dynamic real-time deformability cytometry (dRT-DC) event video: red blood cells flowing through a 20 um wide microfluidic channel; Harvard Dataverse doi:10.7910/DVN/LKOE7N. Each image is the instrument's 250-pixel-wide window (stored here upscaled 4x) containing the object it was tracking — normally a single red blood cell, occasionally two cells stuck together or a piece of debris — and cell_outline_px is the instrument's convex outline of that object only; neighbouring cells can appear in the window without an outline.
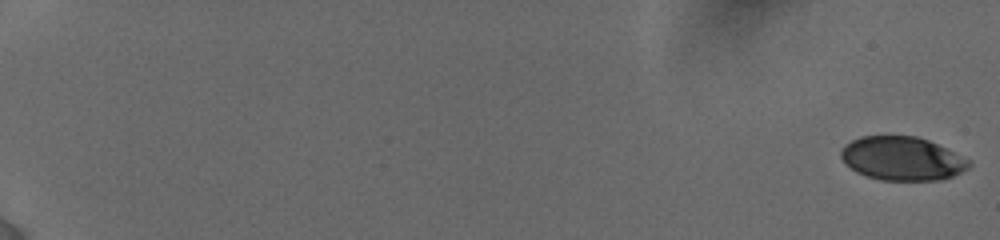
{"species": "human", "species_latin": "Homo sapiens", "temperature_condition": "cold", "stored_images_in_passage": 54, "camera_frame_rate_fps": 3000, "um_per_image_px": 0.085, "donor": {"sex": "female"}, "frame": {"image": 1, "passage_image": 1, "time_ms": 0.0, "image_size_px": [1000, 240], "cell_outline_px": [[972, 164], [968, 168], [952, 176], [940, 180], [880, 180], [856, 172], [840, 156], [840, 152], [852, 140], [860, 136], [916, 136], [928, 140], [968, 160]], "centroid_in_image_um": [76.67, 13.48], "position_along_channel_um": 8.3, "area_um2": 31.96}}
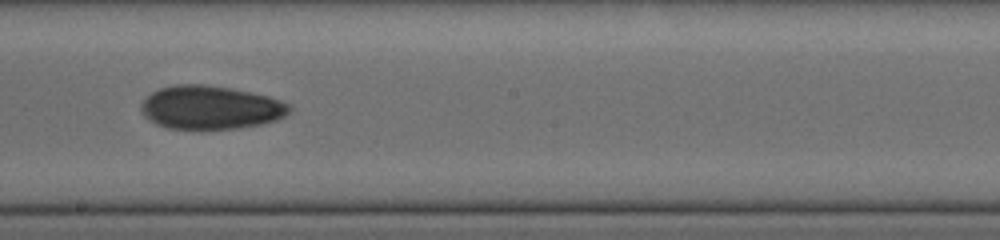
{"frame": {"image": 2, "passage_image": 28, "time_ms": 11.667, "image_size_px": [1000, 240], "cell_outline_px": [[292, 112], [276, 120], [260, 124], [236, 128], [168, 128], [156, 124], [148, 120], [144, 116], [140, 108], [140, 104], [152, 92], [160, 88], [176, 84], [204, 84], [232, 88], [268, 96], [280, 100], [288, 104], [292, 108]], "centroid_in_image_um": [17.89, 9.12], "position_along_channel_um": 230.3, "area_um2": 37.45}}
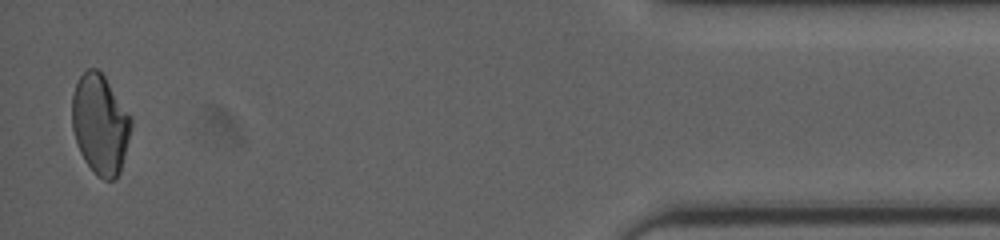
{"frame": {"image": 3, "passage_image": 52, "time_ms": 18.333, "image_size_px": [1000, 240], "cell_outline_px": [[132, 128], [120, 172], [116, 180], [104, 180], [96, 176], [84, 160], [76, 144], [72, 128], [72, 96], [76, 84], [80, 76], [88, 68], [96, 68], [104, 76], [132, 116]], "centroid_in_image_um": [8.52, 10.59], "position_along_channel_um": 426.7, "area_um2": 34.68}, "authors_computed_cell_mechanics": {"area_um2": 35.6048, "velocity_mm_per_s": 3.8623, "shape_relaxation_time_tau1_ms": 9.4897, "shape_relaxation_time_tau2_ms": 5.1718, "deformation_change_tau1": 0.1565, "deformation_change_tau2": 0.0974}}